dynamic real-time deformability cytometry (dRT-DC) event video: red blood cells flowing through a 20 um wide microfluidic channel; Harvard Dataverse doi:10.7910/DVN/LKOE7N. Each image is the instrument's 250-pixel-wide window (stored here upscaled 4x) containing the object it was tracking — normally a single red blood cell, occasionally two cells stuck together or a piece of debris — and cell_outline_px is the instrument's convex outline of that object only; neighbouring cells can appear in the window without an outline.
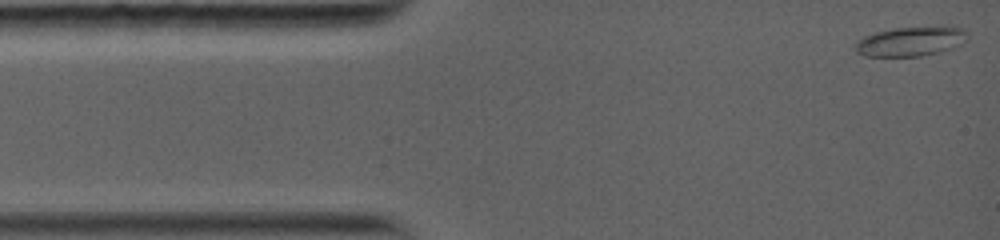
{"species": "common noctule bat (a hibernating species)", "species_latin": "Nyctalus noctula", "temperature_condition": "warm", "stored_images_in_passage": 58, "camera_frame_rate_fps": 5000, "um_per_image_px": 0.085, "animal": {"sex": "female", "body_mass_g": 19.0, "forearm_length_mm": 56.7}, "frame": {"image": 1, "passage_image": 1, "time_ms": 0.0, "image_size_px": [1000, 240], "cell_outline_px": [[968, 36], [932, 52], [916, 56], [868, 56], [860, 52], [852, 44], [856, 40], [864, 36], [876, 32], [892, 28], [940, 24], [956, 24], [964, 28], [968, 32]], "centroid_in_image_um": [77.34, 3.42], "position_along_channel_um": 7.7, "area_um2": 19.02}}
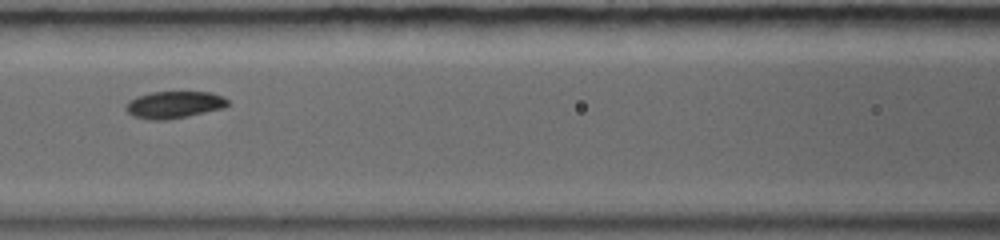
{"frame": {"image": 2, "passage_image": 25, "time_ms": 5.4, "image_size_px": [1000, 240], "cell_outline_px": [[228, 104], [220, 108], [184, 116], [136, 116], [128, 112], [128, 104], [136, 96], [152, 92], [212, 92], [228, 100]], "centroid_in_image_um": [14.88, 8.81], "position_along_channel_um": 151.7, "area_um2": 14.45}}
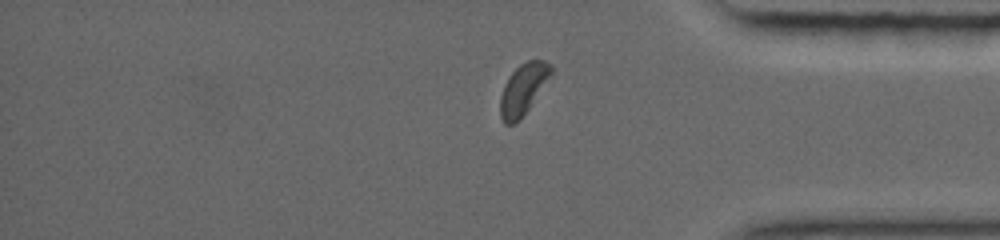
{"frame": {"image": 3, "passage_image": 49, "time_ms": 11.6, "image_size_px": [1000, 240], "cell_outline_px": [[552, 72], [528, 108], [512, 124], [508, 124], [504, 120], [500, 112], [500, 100], [504, 88], [512, 72], [520, 64], [528, 60], [544, 60], [552, 64]], "centroid_in_image_um": [44.48, 7.5], "position_along_channel_um": 390.7, "area_um2": 14.1}, "authors_computed_cell_mechanics": {"area_um2": 15.5482, "velocity_mm_per_s": 4.041, "shape_relaxation_time_tau1_ms": 4.1155, "shape_relaxation_time_tau2_ms": 2.7572, "deformation_change_tau1": 0.107, "deformation_change_tau2": 0.0547}}